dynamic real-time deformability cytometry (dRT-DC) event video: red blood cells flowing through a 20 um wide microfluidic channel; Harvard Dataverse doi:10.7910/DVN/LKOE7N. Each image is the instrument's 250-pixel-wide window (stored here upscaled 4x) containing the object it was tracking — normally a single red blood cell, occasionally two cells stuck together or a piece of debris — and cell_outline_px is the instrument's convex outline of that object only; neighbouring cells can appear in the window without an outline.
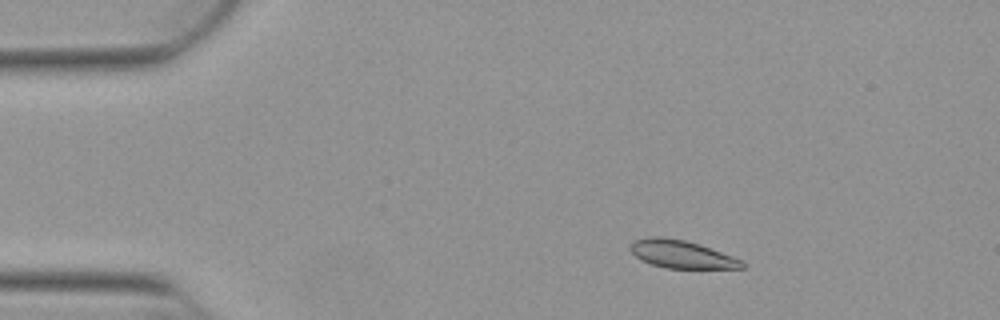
{"species": "Egyptian fruit bat (a non-hibernating species)", "species_latin": "Rousettus aegyptiacus", "temperature_condition": "warm", "stored_images_in_passage": 51, "camera_frame_rate_fps": 3000, "um_per_image_px": 0.085, "animal": {"sex": "female"}, "frame": {"image": 1, "passage_image": 7, "time_ms": 2.0, "image_size_px": [1000, 320], "cell_outline_px": [[744, 268], [664, 268], [640, 260], [628, 248], [632, 240], [652, 236], [660, 236], [684, 240], [700, 244], [732, 256], [740, 260], [744, 264]], "centroid_in_image_um": [57.87, 21.6], "position_along_channel_um": 27.1, "area_um2": 18.09}}
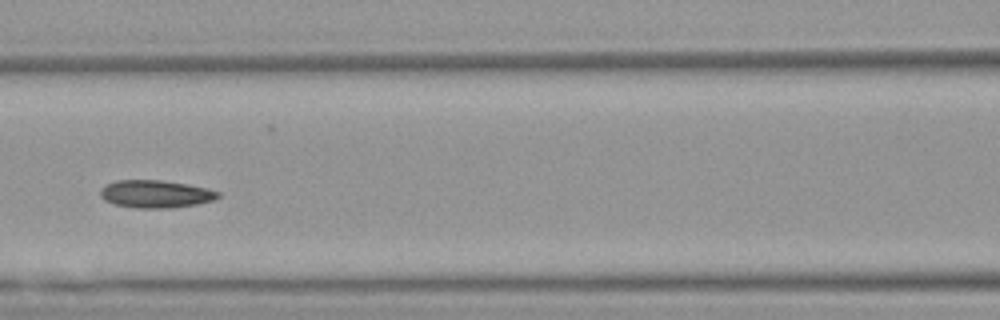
{"frame": {"image": 2, "passage_image": 22, "time_ms": 7.0, "image_size_px": [1000, 320], "cell_outline_px": [[220, 196], [212, 200], [196, 204], [172, 208], [136, 208], [116, 204], [104, 200], [100, 196], [100, 188], [116, 180], [160, 180], [188, 184], [208, 188], [220, 192]], "centroid_in_image_um": [13.23, 16.48], "position_along_channel_um": 153.4, "area_um2": 18.96}}
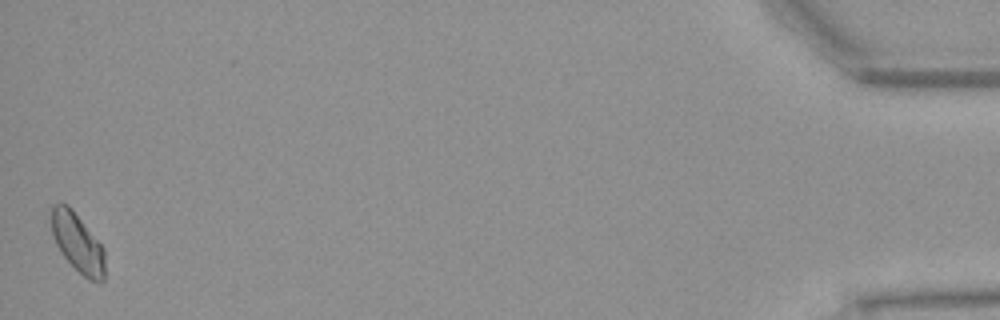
{"frame": {"image": 3, "passage_image": 51, "time_ms": 16.667, "image_size_px": [1000, 320], "cell_outline_px": [[104, 280], [100, 284], [88, 280], [60, 252], [56, 244], [52, 232], [52, 204], [68, 204], [104, 248]], "centroid_in_image_um": [6.61, 20.67], "position_along_channel_um": 428.6, "area_um2": 18.09}}